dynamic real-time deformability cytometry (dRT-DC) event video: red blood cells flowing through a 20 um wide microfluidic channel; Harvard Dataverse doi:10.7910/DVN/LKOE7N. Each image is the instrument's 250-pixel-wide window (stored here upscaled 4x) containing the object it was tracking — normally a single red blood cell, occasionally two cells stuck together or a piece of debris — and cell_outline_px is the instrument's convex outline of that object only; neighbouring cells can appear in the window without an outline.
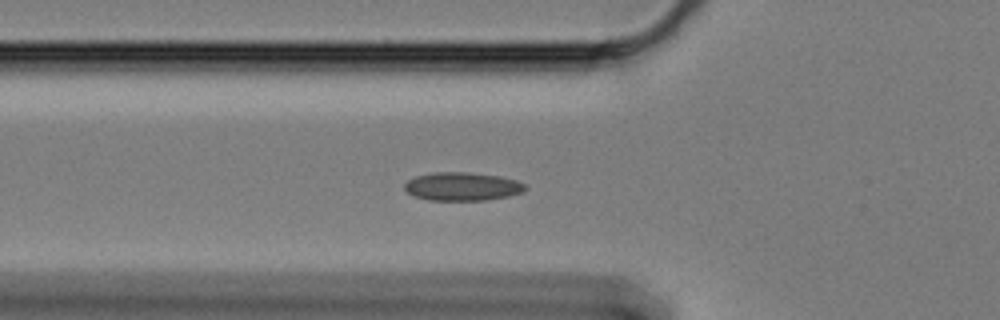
{"species": "Egyptian fruit bat (a non-hibernating species)", "species_latin": "Rousettus aegyptiacus", "temperature_condition": "cold", "stored_images_in_passage": 42, "segment_of_instrument_passage": [1, 2], "camera_frame_rate_fps": 3000, "um_per_image_px": 0.085, "animal": {"sex": "female"}, "frame": {"image": 1, "passage_image": 2, "time_ms": 0.333, "image_size_px": [1000, 320], "cell_outline_px": [[528, 188], [524, 192], [508, 196], [488, 200], [428, 200], [412, 196], [404, 188], [404, 184], [408, 180], [416, 176], [432, 172], [468, 172], [500, 176], [516, 180], [524, 184]], "centroid_in_image_um": [39.3, 15.85], "position_along_channel_um": 86.5, "area_um2": 20.11}}
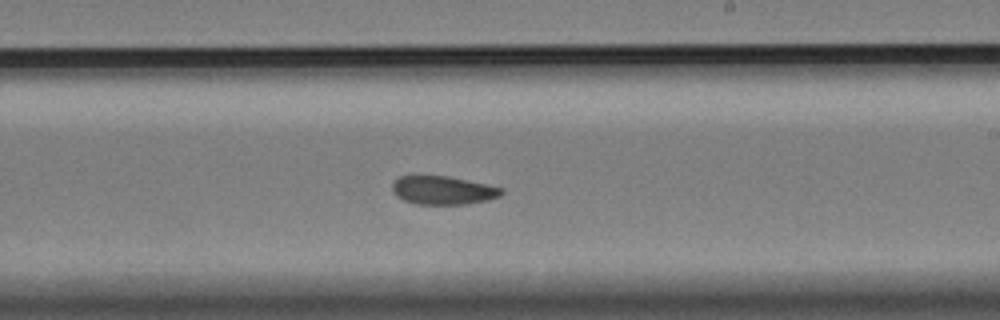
{"frame": {"image": 2, "passage_image": 17, "time_ms": 5.333, "image_size_px": [1000, 320], "cell_outline_px": [[504, 192], [500, 196], [488, 200], [464, 204], [416, 204], [404, 200], [396, 196], [392, 192], [392, 184], [400, 176], [444, 176], [504, 188]], "centroid_in_image_um": [37.64, 16.19], "position_along_channel_um": 251.4, "area_um2": 17.86}}
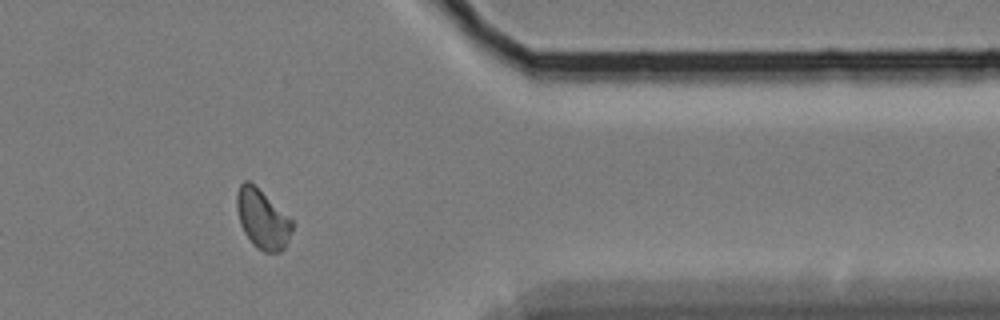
{"frame": {"image": 3, "passage_image": 31, "time_ms": 10.0, "image_size_px": [1000, 320], "cell_outline_px": [[292, 228], [284, 248], [280, 252], [264, 252], [256, 248], [252, 244], [244, 232], [240, 224], [236, 208], [236, 192], [240, 184], [244, 180], [248, 180], [292, 220]], "centroid_in_image_um": [22.26, 18.64], "position_along_channel_um": 389.1, "area_um2": 18.79}}